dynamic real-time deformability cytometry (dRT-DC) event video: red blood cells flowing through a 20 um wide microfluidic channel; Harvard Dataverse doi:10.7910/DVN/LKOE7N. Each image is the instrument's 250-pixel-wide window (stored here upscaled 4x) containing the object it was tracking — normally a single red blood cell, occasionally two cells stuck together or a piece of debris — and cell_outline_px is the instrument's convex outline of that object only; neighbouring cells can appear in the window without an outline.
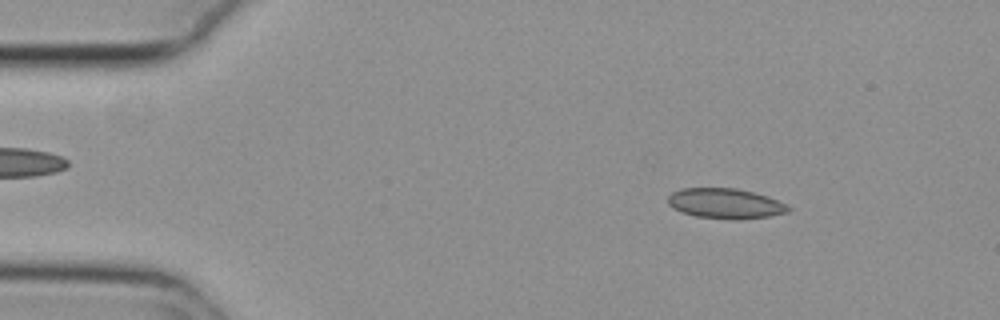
{"species": "common noctule bat (a hibernating species)", "species_latin": "Nyctalus noctula", "temperature_condition": "cold", "stored_images_in_passage": 37, "camera_frame_rate_fps": 3000, "um_per_image_px": 0.085, "animal": {"sex": "female", "body_mass_g": 29.2, "forearm_length_mm": 56.3}, "frame": {"image": 1, "passage_image": 7, "time_ms": 2.0, "image_size_px": [1000, 320], "cell_outline_px": [[792, 208], [788, 212], [768, 216], [740, 220], [728, 220], [696, 216], [672, 208], [668, 204], [668, 196], [672, 192], [680, 188], [736, 188], [768, 196]], "centroid_in_image_um": [61.63, 17.3], "position_along_channel_um": 23.4, "area_um2": 21.21}}
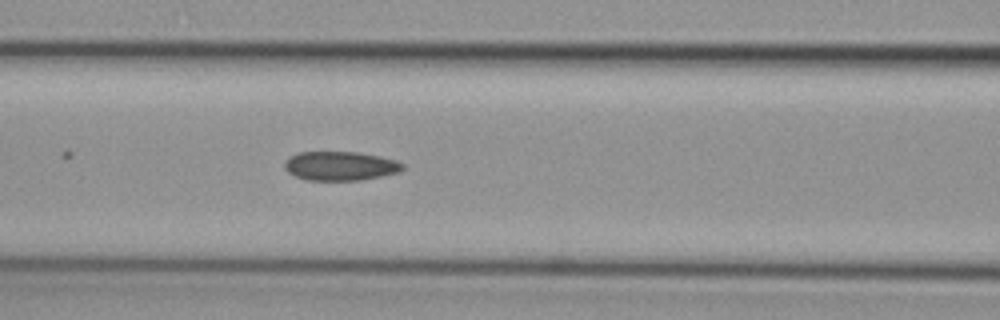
{"frame": {"image": 2, "passage_image": 22, "time_ms": 7.0, "image_size_px": [1000, 320], "cell_outline_px": [[404, 168], [400, 172], [360, 180], [304, 180], [288, 172], [284, 168], [284, 160], [288, 156], [300, 152], [356, 152], [380, 156], [396, 160], [404, 164]], "centroid_in_image_um": [28.9, 14.1], "position_along_channel_um": 137.7, "area_um2": 20.11}}
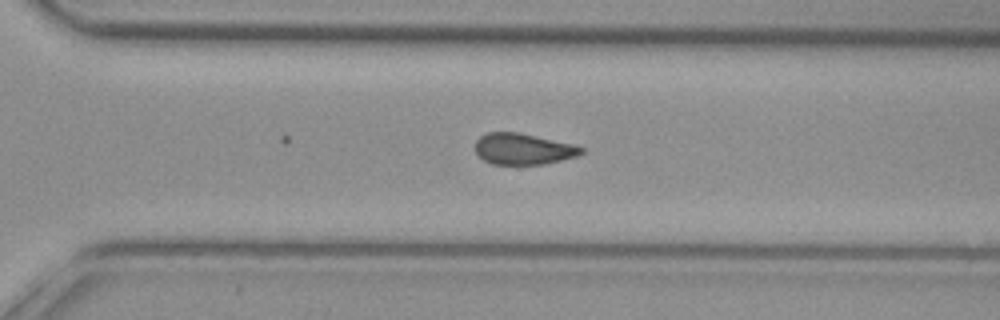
{"frame": {"image": 3, "passage_image": 37, "time_ms": 12.0, "image_size_px": [1000, 320], "cell_outline_px": [[584, 152], [576, 156], [544, 164], [492, 164], [476, 156], [476, 140], [480, 136], [488, 132], [520, 132], [576, 144], [584, 148]], "centroid_in_image_um": [44.48, 12.65], "position_along_channel_um": 326.1, "area_um2": 19.48}}